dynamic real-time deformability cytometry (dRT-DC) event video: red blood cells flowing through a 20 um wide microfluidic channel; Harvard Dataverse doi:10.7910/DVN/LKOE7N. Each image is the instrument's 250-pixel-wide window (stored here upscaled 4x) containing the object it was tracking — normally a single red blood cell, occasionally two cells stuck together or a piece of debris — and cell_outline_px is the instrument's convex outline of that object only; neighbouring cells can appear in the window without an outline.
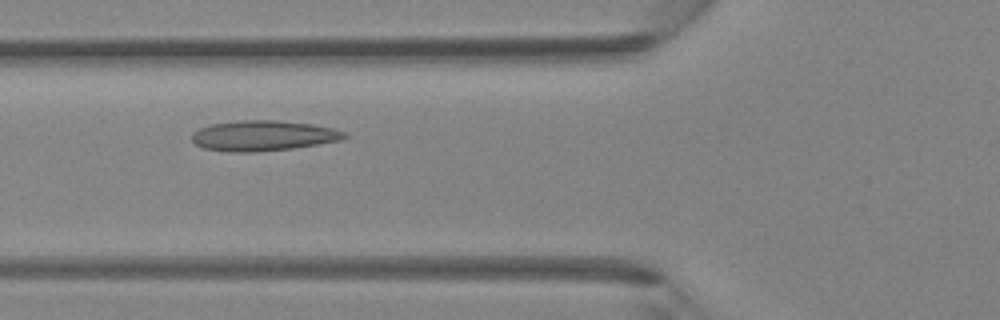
{"species": "Egyptian fruit bat (a non-hibernating species)", "species_latin": "Rousettus aegyptiacus", "temperature_condition": "room temperature", "stored_images_in_passage": 34, "camera_frame_rate_fps": 3000, "um_per_image_px": 0.085, "animal": {"sex": "female"}, "frame": {"image": 1, "passage_image": 8, "time_ms": 2.333, "image_size_px": [1000, 320], "cell_outline_px": [[348, 136], [340, 140], [292, 148], [256, 152], [232, 152], [204, 148], [196, 144], [192, 140], [192, 132], [200, 128], [212, 124], [240, 120], [276, 120], [312, 124], [332, 128], [344, 132]], "centroid_in_image_um": [22.35, 11.53], "position_along_channel_um": 103.5, "area_um2": 26.76}}
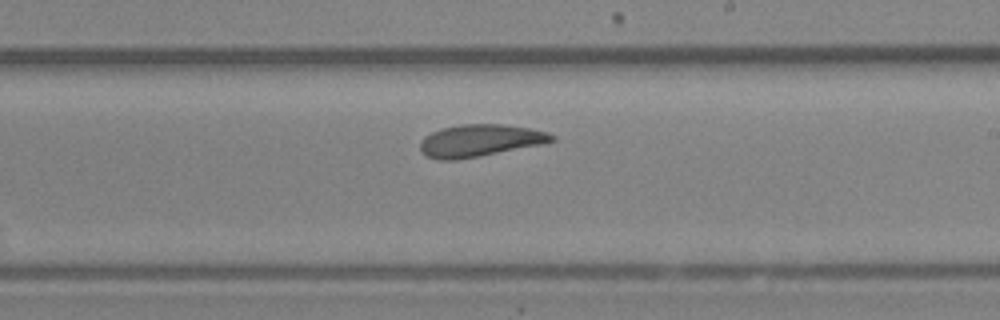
{"frame": {"image": 2, "passage_image": 17, "time_ms": 5.333, "image_size_px": [1000, 320], "cell_outline_px": [[556, 140], [544, 144], [480, 156], [456, 160], [440, 160], [428, 156], [420, 148], [420, 140], [424, 136], [440, 128], [460, 124], [504, 124], [528, 128], [548, 132], [556, 136]], "centroid_in_image_um": [40.82, 11.94], "position_along_channel_um": 248.2, "area_um2": 24.8}}
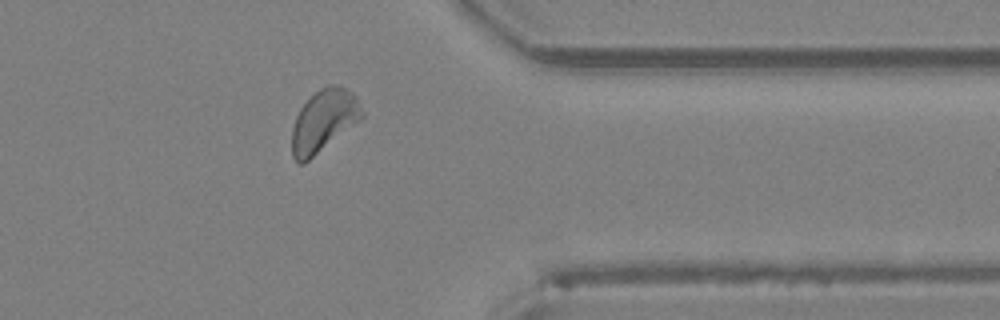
{"frame": {"image": 3, "passage_image": 26, "time_ms": 8.333, "image_size_px": [1000, 320], "cell_outline_px": [[364, 116], [360, 120], [304, 164], [300, 164], [292, 156], [292, 128], [296, 116], [300, 108], [320, 88], [328, 84], [340, 84], [348, 88], [356, 96], [364, 112]], "centroid_in_image_um": [27.53, 10.24], "position_along_channel_um": 383.9, "area_um2": 25.37}}